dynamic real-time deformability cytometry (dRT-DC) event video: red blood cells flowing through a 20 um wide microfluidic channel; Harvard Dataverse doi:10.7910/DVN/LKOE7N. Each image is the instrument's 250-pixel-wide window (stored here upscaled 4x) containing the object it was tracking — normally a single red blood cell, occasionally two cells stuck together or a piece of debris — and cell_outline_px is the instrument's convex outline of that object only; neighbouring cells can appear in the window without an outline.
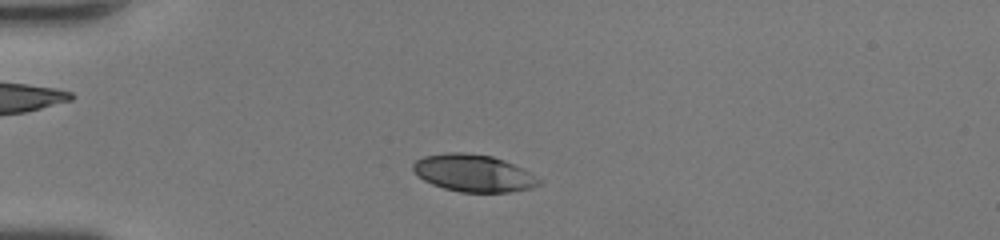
{"species": "human", "species_latin": "Homo sapiens", "temperature_condition": "room temperature", "stored_images_in_passage": 41, "camera_frame_rate_fps": 3000, "um_per_image_px": 0.085, "donor": {"sex": "female"}, "frame": {"image": 1, "passage_image": 6, "time_ms": 1.667, "image_size_px": [1000, 240], "cell_outline_px": [[540, 184], [532, 188], [508, 192], [460, 192], [444, 188], [432, 184], [424, 180], [412, 168], [412, 164], [416, 160], [424, 156], [448, 152], [464, 152], [492, 156], [504, 160], [528, 172], [540, 180]], "centroid_in_image_um": [40.22, 14.71], "position_along_channel_um": 44.8, "area_um2": 26.99}}
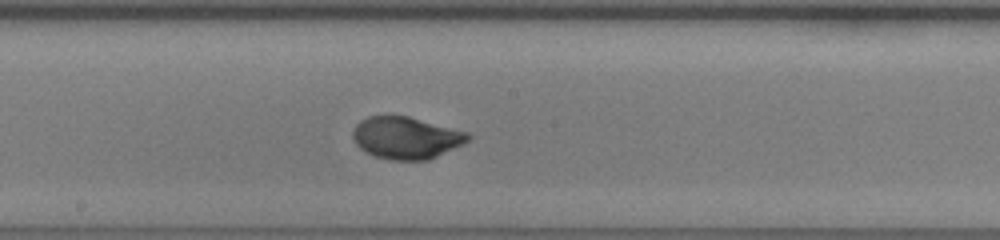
{"frame": {"image": 2, "passage_image": 20, "time_ms": 6.333, "image_size_px": [1000, 240], "cell_outline_px": [[472, 136], [464, 144], [428, 160], [392, 160], [376, 156], [364, 152], [356, 144], [352, 136], [352, 132], [356, 124], [360, 120], [368, 116], [388, 112], [408, 116], [468, 132]], "centroid_in_image_um": [34.48, 11.68], "position_along_channel_um": 213.7, "area_um2": 28.84}}
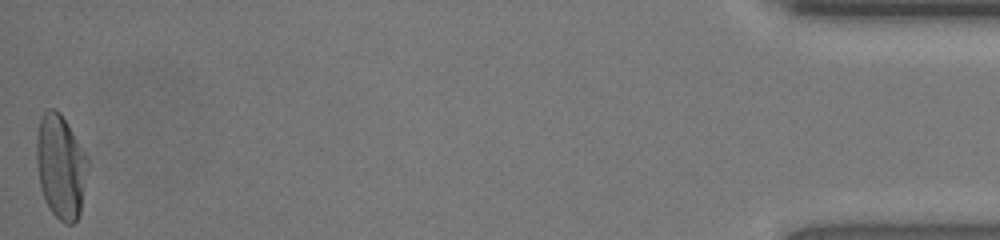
{"frame": {"image": 3, "passage_image": 41, "time_ms": 13.333, "image_size_px": [1000, 240], "cell_outline_px": [[88, 168], [80, 212], [76, 220], [72, 224], [64, 224], [52, 212], [40, 188], [36, 164], [36, 136], [40, 116], [48, 108], [56, 108], [60, 112], [68, 124], [88, 156]], "centroid_in_image_um": [5.15, 14.11], "position_along_channel_um": 430.0, "area_um2": 31.33}, "authors_computed_cell_mechanics": {"area_um2": 28.4376, "velocity_mm_per_s": 4.36, "shape_relaxation_time_tau1_ms": 2.6045, "shape_relaxation_time_tau2_ms": null, "deformation_change_tau1": 0.1857, "deformation_change_tau2": null}}